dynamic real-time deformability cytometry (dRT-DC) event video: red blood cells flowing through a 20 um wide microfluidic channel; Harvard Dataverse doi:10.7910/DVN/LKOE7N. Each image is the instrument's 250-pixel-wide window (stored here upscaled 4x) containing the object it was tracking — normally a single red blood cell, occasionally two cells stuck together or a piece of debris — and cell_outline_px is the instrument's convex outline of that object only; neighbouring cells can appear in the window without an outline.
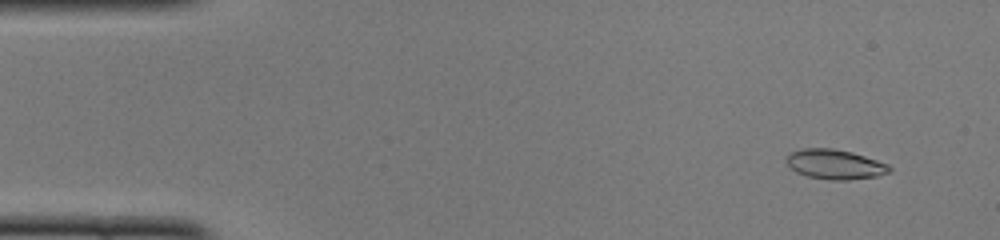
{"species": "common noctule bat (a hibernating species)", "species_latin": "Nyctalus noctula", "temperature_condition": "cold", "stored_images_in_passage": 50, "camera_frame_rate_fps": 3000, "um_per_image_px": 0.085, "animal": {"sex": "female", "body_mass_g": 22.0, "forearm_length_mm": 56.7}, "frame": {"image": 1, "passage_image": 4, "time_ms": 1.0, "image_size_px": [1000, 240], "cell_outline_px": [[892, 168], [888, 172], [876, 176], [848, 180], [828, 180], [808, 176], [796, 172], [784, 160], [792, 152], [800, 148], [832, 148], [852, 152], [888, 164]], "centroid_in_image_um": [70.95, 13.96], "position_along_channel_um": 14.0, "area_um2": 17.74}}
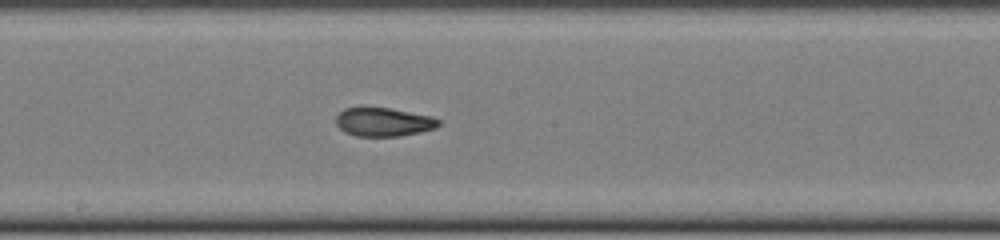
{"frame": {"image": 2, "passage_image": 27, "time_ms": 8.667, "image_size_px": [1000, 240], "cell_outline_px": [[440, 124], [436, 128], [420, 132], [400, 136], [356, 136], [344, 132], [336, 124], [336, 116], [344, 108], [388, 108], [432, 116], [440, 120]], "centroid_in_image_um": [32.61, 10.38], "position_along_channel_um": 215.6, "area_um2": 17.05}}
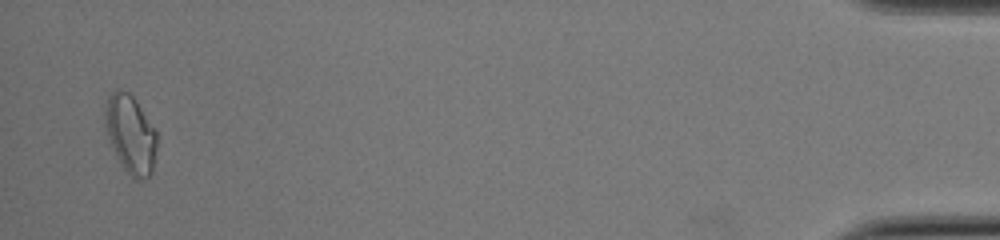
{"frame": {"image": 3, "passage_image": 49, "time_ms": 16.0, "image_size_px": [1000, 240], "cell_outline_px": [[156, 148], [152, 172], [148, 176], [136, 180], [128, 172], [120, 160], [108, 136], [104, 124], [104, 120], [108, 96], [116, 88], [120, 88], [128, 92], [136, 100], [156, 132]], "centroid_in_image_um": [11.09, 11.35], "position_along_channel_um": 424.1, "area_um2": 22.95}, "authors_computed_cell_mechanics": {"area_um2": 17.7157, "velocity_mm_per_s": 3.9918, "shape_relaxation_time_tau1_ms": null, "shape_relaxation_time_tau2_ms": 2.3933, "deformation_change_tau1": null, "deformation_change_tau2": 0.0879}}